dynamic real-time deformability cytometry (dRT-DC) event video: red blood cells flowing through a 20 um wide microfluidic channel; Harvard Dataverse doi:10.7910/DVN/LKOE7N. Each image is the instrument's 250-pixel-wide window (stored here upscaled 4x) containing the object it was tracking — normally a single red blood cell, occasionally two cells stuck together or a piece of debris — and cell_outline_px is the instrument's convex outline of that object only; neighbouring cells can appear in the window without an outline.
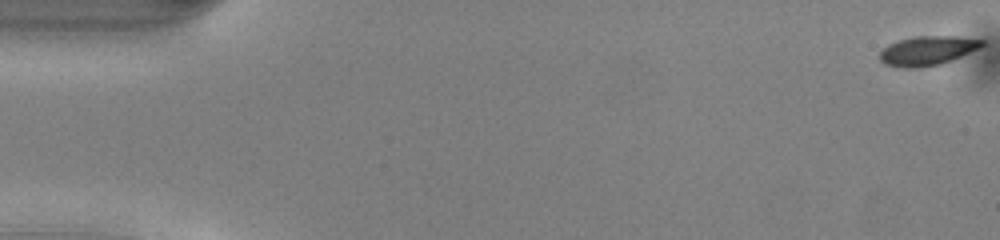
{"species": "common noctule bat (a hibernating species)", "species_latin": "Nyctalus noctula", "temperature_condition": "warm", "stored_images_in_passage": 51, "camera_frame_rate_fps": 3000, "um_per_image_px": 0.085, "animal": {"sex": "male", "body_mass_g": 13.0, "forearm_length_mm": 53.1}, "frame": {"image": 1, "passage_image": 1, "time_ms": 0.0, "image_size_px": [1000, 240], "cell_outline_px": [[984, 44], [980, 48], [952, 60], [940, 64], [920, 68], [904, 68], [884, 64], [880, 60], [880, 52], [888, 44], [900, 40], [916, 36], [956, 36], [984, 40]], "centroid_in_image_um": [78.84, 4.31], "position_along_channel_um": 6.2, "area_um2": 17.46}}
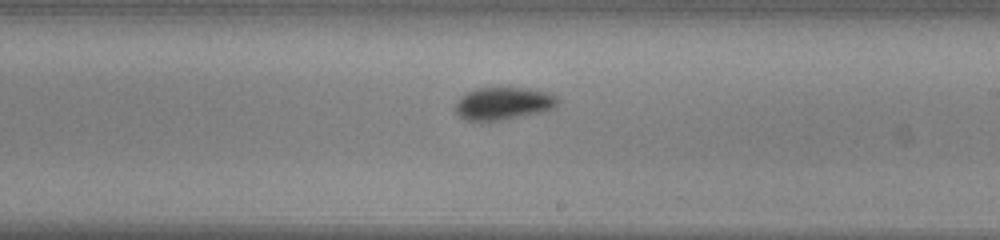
{"frame": {"image": 2, "passage_image": 30, "time_ms": 9.667, "image_size_px": [1000, 240], "cell_outline_px": [[560, 100], [556, 108], [524, 116], [480, 124], [472, 124], [464, 120], [456, 112], [456, 100], [460, 96], [476, 88], [528, 88], [548, 92], [556, 96]], "centroid_in_image_um": [42.75, 8.84], "position_along_channel_um": 246.3, "area_um2": 20.17}}
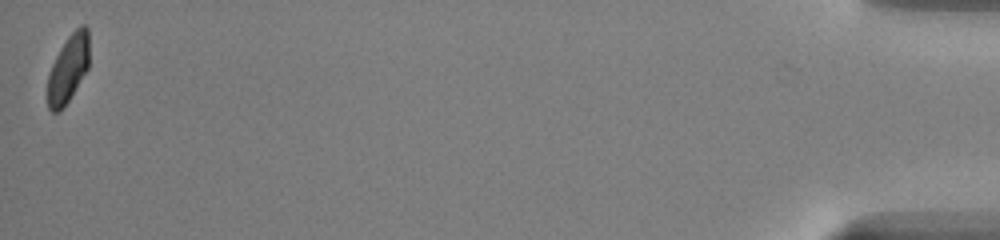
{"frame": {"image": 3, "passage_image": 51, "time_ms": 16.667, "image_size_px": [1000, 240], "cell_outline_px": [[88, 68], [68, 100], [60, 112], [52, 112], [48, 108], [48, 76], [52, 64], [60, 48], [68, 36], [80, 24], [84, 24], [88, 28]], "centroid_in_image_um": [5.79, 5.82], "position_along_channel_um": 429.4, "area_um2": 16.18}, "authors_computed_cell_mechanics": {"area_um2": 18.3804, "velocity_mm_per_s": 4.0625, "shape_relaxation_time_tau1_ms": 1.8514, "shape_relaxation_time_tau2_ms": null, "deformation_change_tau1": 0.0947, "deformation_change_tau2": null}}